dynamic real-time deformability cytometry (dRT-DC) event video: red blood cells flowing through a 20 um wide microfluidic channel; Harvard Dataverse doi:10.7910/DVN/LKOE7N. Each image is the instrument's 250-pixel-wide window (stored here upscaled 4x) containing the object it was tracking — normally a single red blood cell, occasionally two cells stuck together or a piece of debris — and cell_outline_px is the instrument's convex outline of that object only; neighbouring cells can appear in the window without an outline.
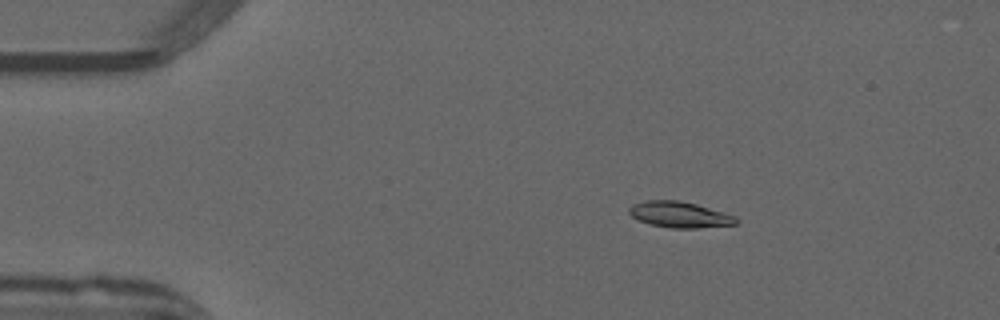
{"species": "common noctule bat (a hibernating species)", "species_latin": "Nyctalus noctula", "temperature_condition": "warm", "stored_images_in_passage": 52, "camera_frame_rate_fps": 3000, "um_per_image_px": 0.085, "animal": {"sex": "male", "forearm_length_mm": 52.5}, "frame": {"image": 1, "passage_image": 9, "time_ms": 2.667, "image_size_px": [1000, 320], "cell_outline_px": [[740, 220], [736, 224], [696, 228], [672, 228], [652, 224], [640, 220], [632, 216], [628, 212], [628, 208], [632, 204], [648, 200], [680, 200], [696, 204], [736, 216]], "centroid_in_image_um": [57.78, 18.23], "position_along_channel_um": 27.2, "area_um2": 16.07}}
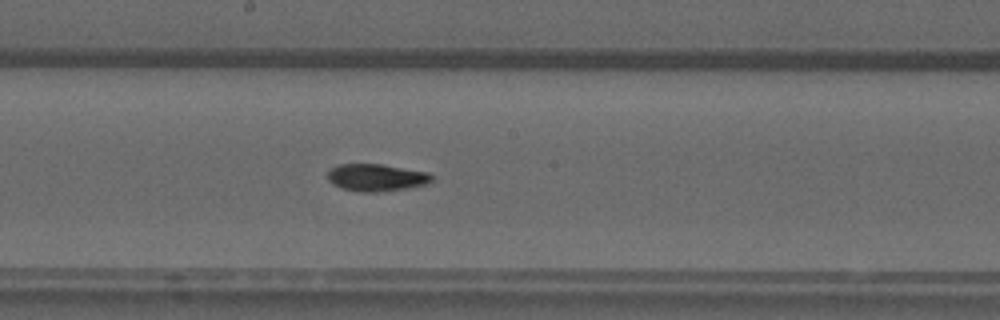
{"frame": {"image": 2, "passage_image": 28, "time_ms": 9.0, "image_size_px": [1000, 320], "cell_outline_px": [[432, 180], [428, 184], [408, 188], [376, 192], [360, 192], [340, 188], [332, 184], [328, 180], [328, 172], [332, 168], [340, 164], [380, 164], [428, 172], [432, 176]], "centroid_in_image_um": [31.98, 15.1], "position_along_channel_um": 216.2, "area_um2": 16.53}}
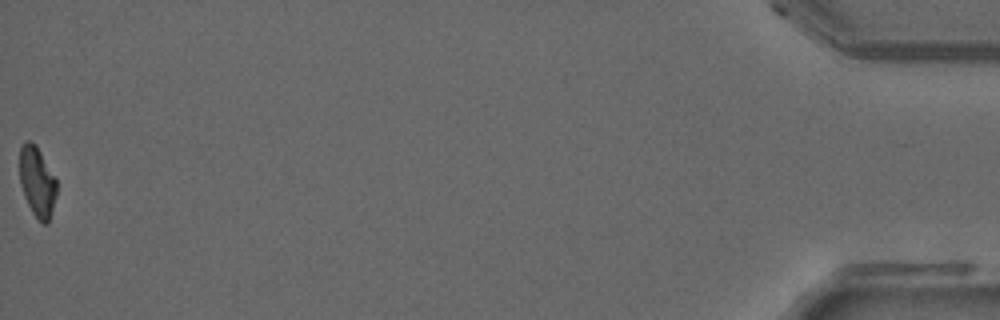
{"frame": {"image": 3, "passage_image": 52, "time_ms": 17.0, "image_size_px": [1000, 320], "cell_outline_px": [[56, 196], [48, 224], [44, 224], [32, 212], [24, 196], [20, 184], [20, 148], [24, 140], [32, 140], [36, 144], [56, 176]], "centroid_in_image_um": [3.16, 15.39], "position_along_channel_um": 432.0, "area_um2": 15.32}, "authors_computed_cell_mechanics": {"area_um2": 16.184, "velocity_mm_per_s": 3.99, "shape_relaxation_time_tau1_ms": 5.4161, "shape_relaxation_time_tau2_ms": 4.5473, "deformation_change_tau1": 0.175, "deformation_change_tau2": 0.0938}}